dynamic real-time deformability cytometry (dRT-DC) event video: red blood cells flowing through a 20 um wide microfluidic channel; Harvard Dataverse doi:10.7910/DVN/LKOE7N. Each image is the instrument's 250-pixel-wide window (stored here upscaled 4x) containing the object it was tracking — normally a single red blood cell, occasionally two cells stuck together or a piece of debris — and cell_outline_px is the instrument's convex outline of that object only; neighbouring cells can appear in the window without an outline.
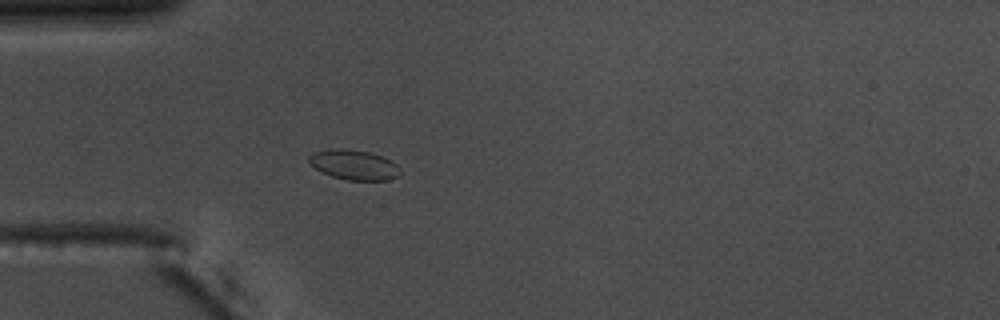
{"species": "common noctule bat (a hibernating species)", "species_latin": "Nyctalus noctula", "temperature_condition": "warm", "stored_images_in_passage": 41, "camera_frame_rate_fps": 3000, "um_per_image_px": 0.085, "animal": {"sex": "male", "body_mass_g": 17.5, "forearm_length_mm": 52.3}, "frame": {"image": 1, "passage_image": 1, "time_ms": 0.0, "image_size_px": [1000, 320], "cell_outline_px": [[400, 172], [396, 176], [388, 180], [348, 180], [332, 176], [316, 168], [308, 160], [308, 156], [312, 152], [328, 148], [344, 148], [368, 152], [384, 156], [392, 160], [400, 168]], "centroid_in_image_um": [30.08, 13.98], "position_along_channel_um": 54.9, "area_um2": 15.95}}
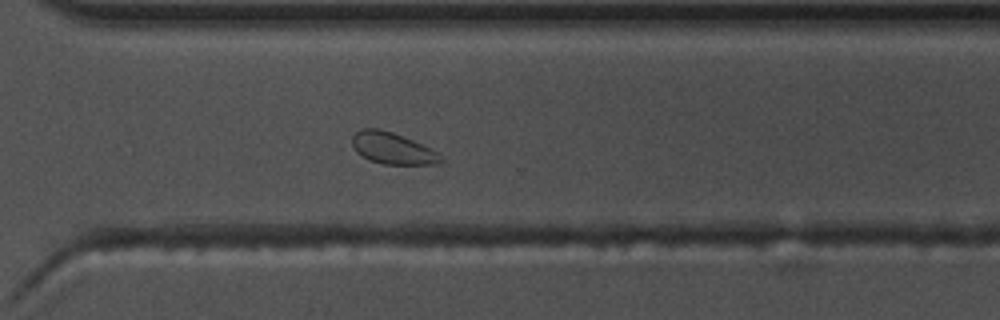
{"frame": {"image": 2, "passage_image": 25, "time_ms": 8.0, "image_size_px": [1000, 320], "cell_outline_px": [[444, 160], [440, 164], [384, 164], [372, 160], [356, 152], [352, 144], [352, 136], [360, 128], [380, 128], [392, 132], [412, 140], [436, 152]], "centroid_in_image_um": [33.33, 12.59], "position_along_channel_um": 337.3, "area_um2": 16.01}}
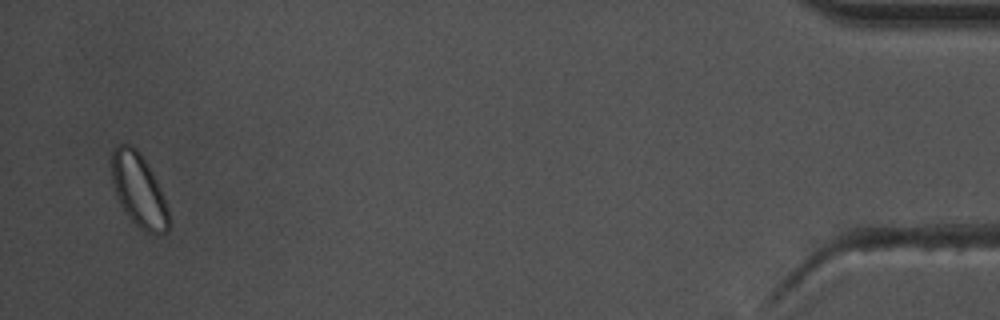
{"frame": {"image": 3, "passage_image": 39, "time_ms": 12.667, "image_size_px": [1000, 320], "cell_outline_px": [[172, 224], [168, 232], [144, 232], [124, 212], [116, 196], [112, 180], [112, 152], [116, 144], [132, 144], [140, 152], [148, 164], [160, 188], [168, 208]], "centroid_in_image_um": [11.81, 16.17], "position_along_channel_um": 423.4, "area_um2": 24.57}, "authors_computed_cell_mechanics": {"area_um2": 15.9528, "velocity_mm_per_s": 3.6228, "shape_relaxation_time_tau1_ms": null, "shape_relaxation_time_tau2_ms": 8.7387, "deformation_change_tau1": null, "deformation_change_tau2": 0.1003}}